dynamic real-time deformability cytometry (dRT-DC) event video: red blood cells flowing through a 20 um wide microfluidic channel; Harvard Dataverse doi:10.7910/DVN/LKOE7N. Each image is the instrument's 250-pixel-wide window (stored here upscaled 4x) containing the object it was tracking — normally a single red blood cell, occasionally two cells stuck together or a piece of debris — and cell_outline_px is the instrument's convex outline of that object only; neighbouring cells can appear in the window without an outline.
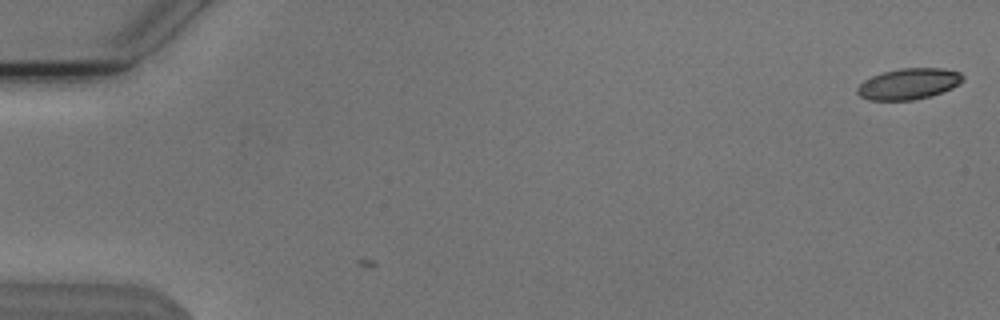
{"species": "Egyptian fruit bat (a non-hibernating species)", "species_latin": "Rousettus aegyptiacus", "temperature_condition": "cold", "stored_images_in_passage": 2, "camera_frame_rate_fps": 3000, "um_per_image_px": 0.085, "animal": {"sex": "male"}, "frame": {"image": 1, "passage_image": 2, "time_ms": 0.333, "image_size_px": [1000, 320], "cell_outline_px": [[964, 80], [960, 84], [952, 88], [928, 96], [912, 100], [868, 100], [860, 96], [856, 92], [856, 88], [864, 80], [872, 76], [884, 72], [900, 68], [944, 68], [960, 72], [964, 76]], "centroid_in_image_um": [77.24, 7.12], "position_along_channel_um": 7.8, "area_um2": 19.07}}